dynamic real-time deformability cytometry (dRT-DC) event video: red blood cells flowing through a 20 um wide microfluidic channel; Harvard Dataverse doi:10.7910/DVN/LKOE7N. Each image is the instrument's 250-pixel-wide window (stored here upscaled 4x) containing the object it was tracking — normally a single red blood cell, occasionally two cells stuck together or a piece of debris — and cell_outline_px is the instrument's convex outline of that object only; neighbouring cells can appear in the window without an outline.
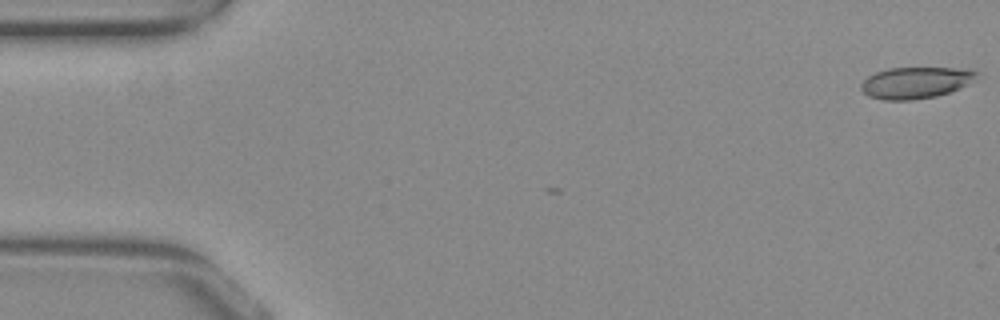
{"species": "common noctule bat (a hibernating species)", "species_latin": "Nyctalus noctula", "temperature_condition": "warm", "stored_images_in_passage": 2, "camera_frame_rate_fps": 3000, "um_per_image_px": 0.085, "animal": {"sex": "female", "body_mass_g": 29.2, "forearm_length_mm": 56.3}, "frame": {"image": 1, "passage_image": 2, "time_ms": 0.333, "image_size_px": [1000, 320], "cell_outline_px": [[980, 72], [968, 84], [948, 92], [936, 96], [912, 100], [884, 100], [868, 96], [860, 88], [860, 84], [868, 76], [876, 72], [888, 68], [968, 68]], "centroid_in_image_um": [77.81, 7.02], "position_along_channel_um": 7.2, "area_um2": 21.15}}